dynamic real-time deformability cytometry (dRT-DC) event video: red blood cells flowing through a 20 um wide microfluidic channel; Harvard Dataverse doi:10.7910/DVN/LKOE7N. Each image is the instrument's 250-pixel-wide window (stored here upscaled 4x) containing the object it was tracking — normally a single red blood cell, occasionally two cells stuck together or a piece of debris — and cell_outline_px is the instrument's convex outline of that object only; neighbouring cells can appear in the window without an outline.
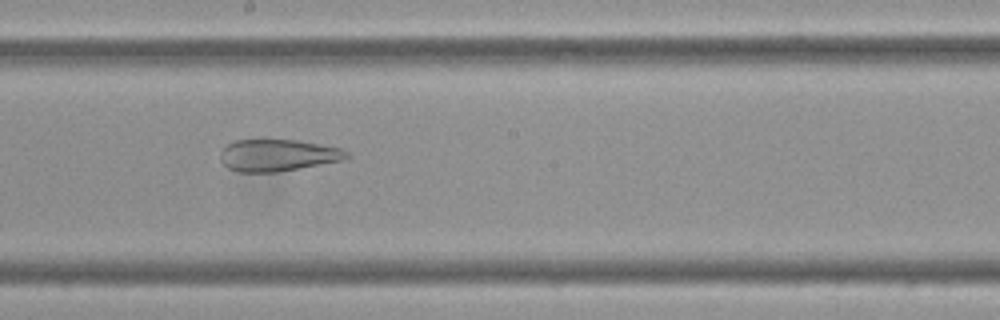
{"species": "Egyptian fruit bat (a non-hibernating species)", "species_latin": "Rousettus aegyptiacus", "temperature_condition": "cold", "stored_images_in_passage": 39, "camera_frame_rate_fps": 3000, "um_per_image_px": 0.085, "frame": {"image": 1, "passage_image": 18, "time_ms": 5.667, "image_size_px": [1000, 320], "cell_outline_px": [[352, 156], [344, 160], [300, 168], [276, 172], [240, 172], [228, 168], [220, 160], [220, 152], [228, 144], [236, 140], [296, 140], [344, 148]], "centroid_in_image_um": [23.66, 13.2], "position_along_channel_um": 224.5, "area_um2": 23.52}}
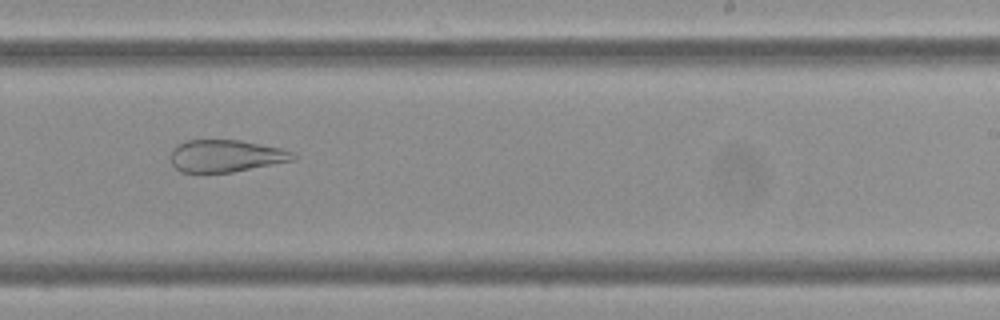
{"frame": {"image": 2, "passage_image": 22, "time_ms": 7.0, "image_size_px": [1000, 320], "cell_outline_px": [[300, 156], [296, 160], [232, 172], [180, 172], [172, 164], [172, 148], [188, 140], [240, 140], [284, 148], [296, 152]], "centroid_in_image_um": [19.31, 13.25], "position_along_channel_um": 269.7, "area_um2": 23.18}}
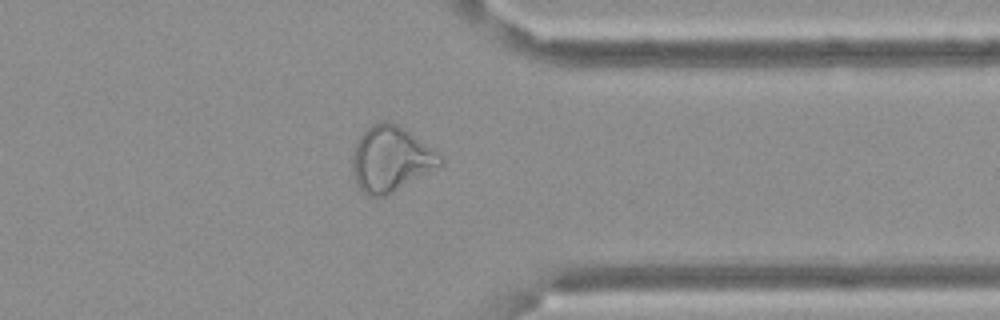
{"frame": {"image": 3, "passage_image": 32, "time_ms": 10.333, "image_size_px": [1000, 320], "cell_outline_px": [[444, 164], [392, 192], [384, 196], [368, 196], [356, 184], [352, 176], [352, 156], [356, 144], [360, 136], [372, 124], [380, 120], [388, 120], [404, 128], [436, 148], [444, 156]], "centroid_in_image_um": [33.25, 13.49], "position_along_channel_um": 378.1, "area_um2": 33.76}}